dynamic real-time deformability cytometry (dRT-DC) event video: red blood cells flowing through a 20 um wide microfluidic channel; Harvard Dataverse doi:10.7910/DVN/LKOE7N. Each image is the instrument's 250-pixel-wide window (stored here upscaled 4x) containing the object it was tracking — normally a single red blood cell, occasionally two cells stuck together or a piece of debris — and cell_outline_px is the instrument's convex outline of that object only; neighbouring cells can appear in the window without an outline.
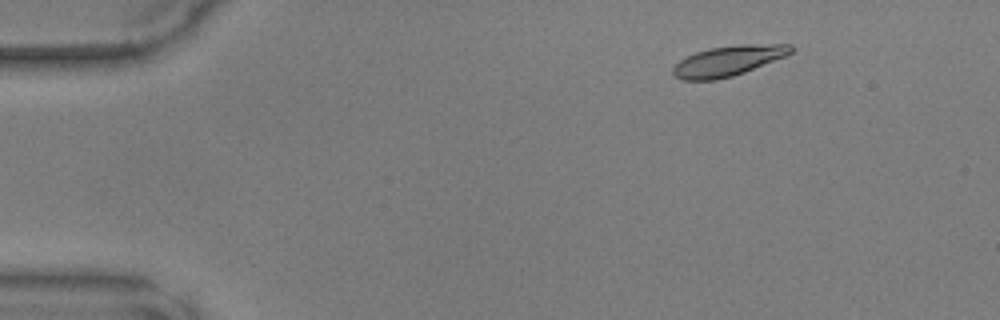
{"species": "common noctule bat (a hibernating species)", "species_latin": "Nyctalus noctula", "temperature_condition": "warm", "stored_images_in_passage": 43, "camera_frame_rate_fps": 3000, "um_per_image_px": 0.085, "animal": {"sex": "male", "body_mass_g": 17.9, "forearm_length_mm": 54.2}, "frame": {"image": 1, "passage_image": 1, "time_ms": 0.0, "image_size_px": [1000, 320], "cell_outline_px": [[792, 52], [784, 56], [744, 72], [732, 76], [716, 80], [680, 80], [672, 72], [672, 68], [680, 60], [696, 52], [708, 48], [744, 44], [792, 44]], "centroid_in_image_um": [61.86, 5.17], "position_along_channel_um": 23.1, "area_um2": 20.52}}
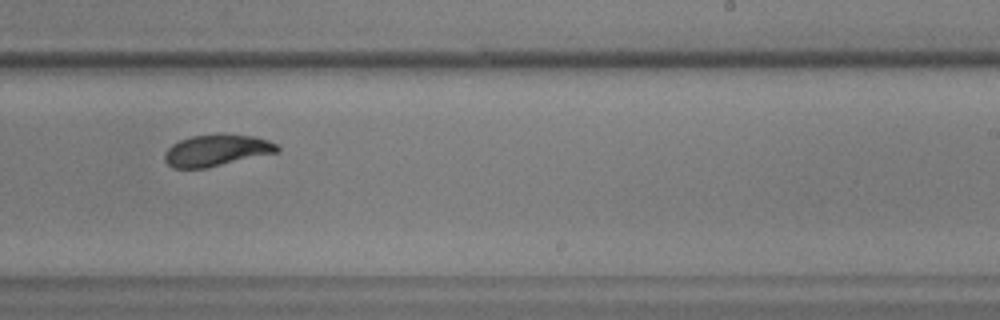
{"frame": {"image": 2, "passage_image": 25, "time_ms": 8.0, "image_size_px": [1000, 320], "cell_outline_px": [[280, 152], [208, 168], [172, 168], [164, 160], [164, 152], [172, 144], [180, 140], [192, 136], [216, 132], [252, 136], [268, 140], [276, 144], [280, 148]], "centroid_in_image_um": [18.42, 12.77], "position_along_channel_um": 270.6, "area_um2": 21.21}}
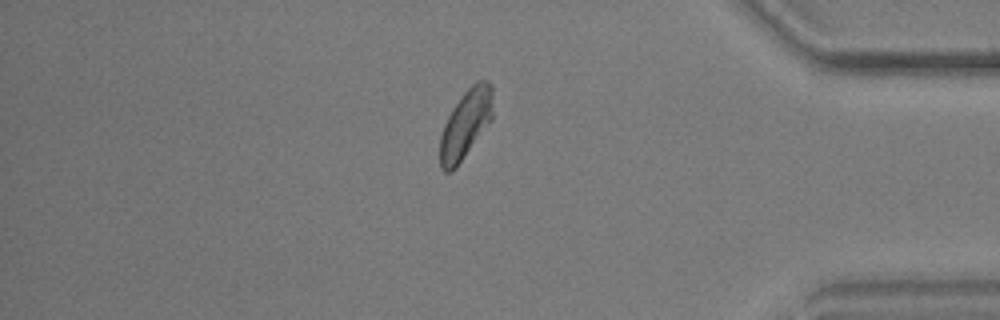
{"frame": {"image": 3, "passage_image": 36, "time_ms": 11.667, "image_size_px": [1000, 320], "cell_outline_px": [[492, 120], [456, 168], [452, 172], [444, 172], [440, 168], [440, 136], [444, 124], [452, 108], [464, 92], [476, 80], [488, 80], [492, 84]], "centroid_in_image_um": [39.58, 10.55], "position_along_channel_um": 395.6, "area_um2": 21.33}}